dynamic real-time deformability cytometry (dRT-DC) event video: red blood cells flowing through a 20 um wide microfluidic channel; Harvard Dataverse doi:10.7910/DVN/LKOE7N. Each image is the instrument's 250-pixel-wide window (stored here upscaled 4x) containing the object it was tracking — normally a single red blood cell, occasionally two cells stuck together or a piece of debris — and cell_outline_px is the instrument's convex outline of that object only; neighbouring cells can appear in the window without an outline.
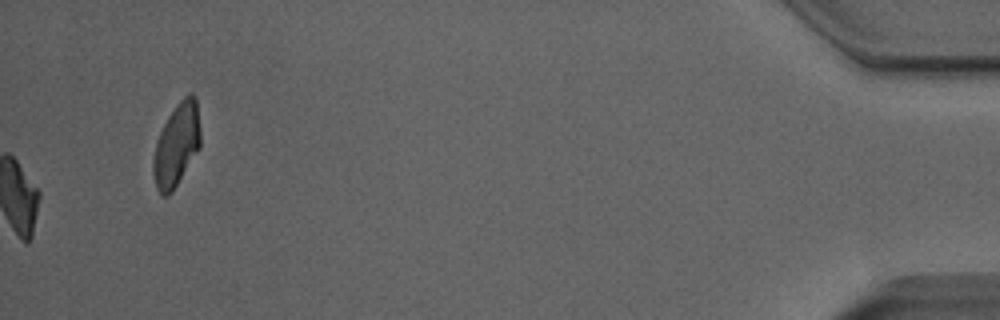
{"species": "Egyptian fruit bat (a non-hibernating species)", "species_latin": "Rousettus aegyptiacus", "temperature_condition": "room temperature", "stored_images_in_passage": 38, "camera_frame_rate_fps": 3000, "um_per_image_px": 0.085, "animal": {"sex": "male"}, "frame": {"image": 1, "passage_image": 38, "time_ms": 12.333, "image_size_px": [1000, 320], "cell_outline_px": [[200, 148], [172, 192], [168, 196], [160, 196], [156, 188], [152, 172], [152, 160], [156, 144], [160, 132], [168, 116], [176, 104], [188, 92], [192, 92], [196, 96], [200, 128]], "centroid_in_image_um": [15.01, 12.31], "position_along_channel_um": 420.2, "area_um2": 23.06}, "authors_computed_cell_mechanics": {"area_um2": 19.7098, "velocity_mm_per_s": 4.0224, "shape_relaxation_time_tau1_ms": 4.7139, "shape_relaxation_time_tau2_ms": 3.102, "deformation_change_tau1": 0.1603, "deformation_change_tau2": 0.0982}}